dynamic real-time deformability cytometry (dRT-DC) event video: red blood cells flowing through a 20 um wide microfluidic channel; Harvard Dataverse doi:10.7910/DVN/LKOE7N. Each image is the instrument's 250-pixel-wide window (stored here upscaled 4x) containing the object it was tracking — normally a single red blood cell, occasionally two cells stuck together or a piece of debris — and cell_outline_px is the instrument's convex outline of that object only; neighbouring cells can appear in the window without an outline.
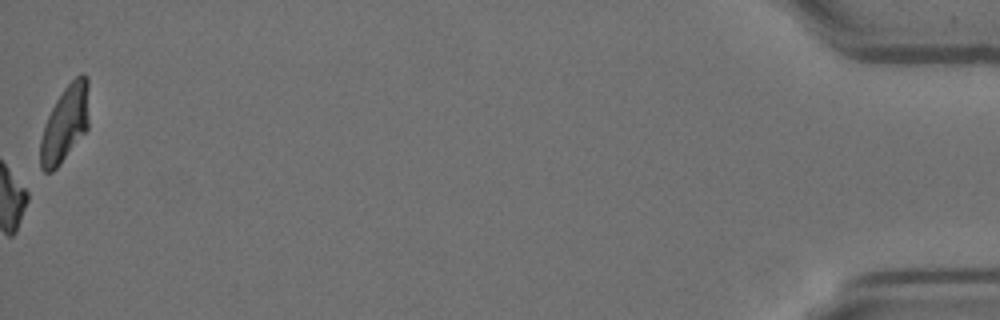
{"species": "Egyptian fruit bat (a non-hibernating species)", "species_latin": "Rousettus aegyptiacus", "temperature_condition": "room temperature", "stored_images_in_passage": 58, "camera_frame_rate_fps": 3000, "um_per_image_px": 0.085, "animal": {"sex": "female"}, "frame": {"image": 1, "passage_image": 58, "time_ms": 19.0, "image_size_px": [1000, 320], "cell_outline_px": [[88, 128], [60, 164], [52, 172], [44, 172], [40, 168], [40, 140], [44, 124], [56, 100], [64, 88], [80, 72], [84, 72], [88, 76]], "centroid_in_image_um": [5.52, 10.5], "position_along_channel_um": 429.7, "area_um2": 21.68}, "authors_computed_cell_mechanics": {"area_um2": 17.4267, "velocity_mm_per_s": 3.5767, "shape_relaxation_time_tau1_ms": 9.3018, "shape_relaxation_time_tau2_ms": null, "deformation_change_tau1": 0.1916, "deformation_change_tau2": null}}